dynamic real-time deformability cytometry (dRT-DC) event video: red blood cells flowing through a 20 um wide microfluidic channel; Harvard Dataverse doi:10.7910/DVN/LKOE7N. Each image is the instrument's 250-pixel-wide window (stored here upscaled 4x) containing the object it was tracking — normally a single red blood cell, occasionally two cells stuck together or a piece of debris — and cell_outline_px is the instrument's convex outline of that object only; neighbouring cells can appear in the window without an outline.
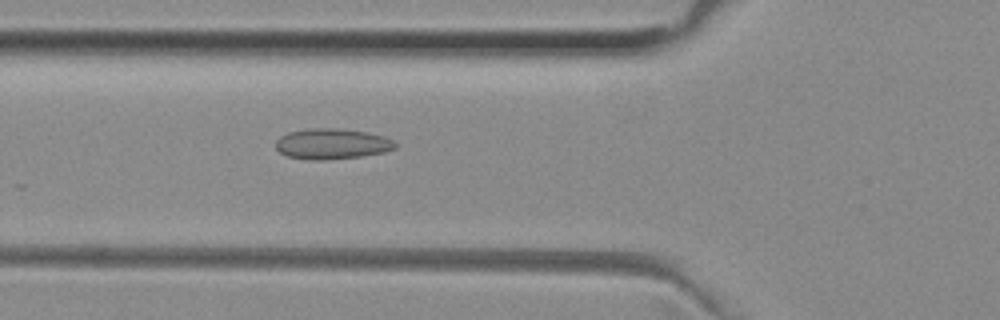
{"species": "common noctule bat (a hibernating species)", "species_latin": "Nyctalus noctula", "temperature_condition": "room temperature", "stored_images_in_passage": 3, "camera_frame_rate_fps": 3000, "um_per_image_px": 0.085, "animal": {"sex": "female", "body_mass_g": 29.2, "forearm_length_mm": 56.3}, "frame": {"image": 1, "passage_image": 3, "time_ms": 0.667, "image_size_px": [1000, 320], "cell_outline_px": [[396, 148], [384, 152], [360, 156], [324, 160], [308, 160], [288, 156], [280, 152], [276, 148], [276, 140], [280, 136], [288, 132], [312, 128], [340, 128], [368, 132], [384, 136], [396, 140]], "centroid_in_image_um": [28.24, 12.22], "position_along_channel_um": 97.6, "area_um2": 21.44}}